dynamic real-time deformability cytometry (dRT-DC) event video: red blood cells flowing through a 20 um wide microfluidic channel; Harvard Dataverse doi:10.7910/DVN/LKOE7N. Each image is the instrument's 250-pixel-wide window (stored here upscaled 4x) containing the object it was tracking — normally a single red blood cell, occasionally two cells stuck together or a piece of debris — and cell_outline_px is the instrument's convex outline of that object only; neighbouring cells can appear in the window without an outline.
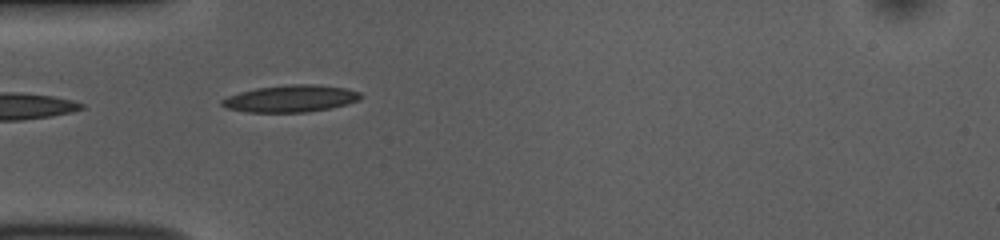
{"species": "common noctule bat (a hibernating species)", "species_latin": "Nyctalus noctula", "temperature_condition": "room temperature", "stored_images_in_passage": 17, "camera_frame_rate_fps": 3000, "um_per_image_px": 0.085, "animal": {"sex": "female", "body_mass_g": 10.0, "forearm_length_mm": 53.1}, "frame": {"image": 1, "passage_image": 1, "time_ms": 0.0, "image_size_px": [1000, 240], "cell_outline_px": [[364, 96], [360, 100], [332, 108], [308, 112], [248, 112], [224, 108], [220, 104], [220, 100], [228, 96], [240, 92], [256, 88], [292, 84], [312, 84], [348, 88], [360, 92]], "centroid_in_image_um": [24.73, 8.38], "position_along_channel_um": 60.3, "area_um2": 22.02}}